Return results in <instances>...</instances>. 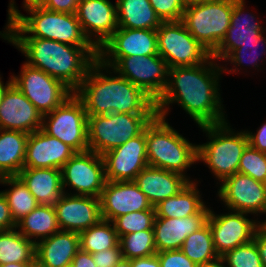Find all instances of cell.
Here are the masks:
<instances>
[{
	"instance_id": "1",
	"label": "cell",
	"mask_w": 266,
	"mask_h": 267,
	"mask_svg": "<svg viewBox=\"0 0 266 267\" xmlns=\"http://www.w3.org/2000/svg\"><path fill=\"white\" fill-rule=\"evenodd\" d=\"M213 57L203 64L168 69V83L156 101L157 115L166 119L170 104L180 107L199 126L221 124L228 119L220 95L222 65Z\"/></svg>"
},
{
	"instance_id": "2",
	"label": "cell",
	"mask_w": 266,
	"mask_h": 267,
	"mask_svg": "<svg viewBox=\"0 0 266 267\" xmlns=\"http://www.w3.org/2000/svg\"><path fill=\"white\" fill-rule=\"evenodd\" d=\"M74 94L82 101L88 116L110 113L157 114L156 101L151 96L112 68L109 69L99 59L92 64Z\"/></svg>"
},
{
	"instance_id": "3",
	"label": "cell",
	"mask_w": 266,
	"mask_h": 267,
	"mask_svg": "<svg viewBox=\"0 0 266 267\" xmlns=\"http://www.w3.org/2000/svg\"><path fill=\"white\" fill-rule=\"evenodd\" d=\"M16 47L27 65L62 81L73 92L98 59L94 46H72L37 37H1Z\"/></svg>"
},
{
	"instance_id": "4",
	"label": "cell",
	"mask_w": 266,
	"mask_h": 267,
	"mask_svg": "<svg viewBox=\"0 0 266 267\" xmlns=\"http://www.w3.org/2000/svg\"><path fill=\"white\" fill-rule=\"evenodd\" d=\"M8 7V21L5 31L0 32L1 37H37L72 46H93L85 37L76 14L33 6L24 8L29 15L26 16L18 10L15 0H11Z\"/></svg>"
},
{
	"instance_id": "5",
	"label": "cell",
	"mask_w": 266,
	"mask_h": 267,
	"mask_svg": "<svg viewBox=\"0 0 266 267\" xmlns=\"http://www.w3.org/2000/svg\"><path fill=\"white\" fill-rule=\"evenodd\" d=\"M145 139L149 166L176 172L195 181L185 172L198 162V144L190 143L159 115L146 126Z\"/></svg>"
},
{
	"instance_id": "6",
	"label": "cell",
	"mask_w": 266,
	"mask_h": 267,
	"mask_svg": "<svg viewBox=\"0 0 266 267\" xmlns=\"http://www.w3.org/2000/svg\"><path fill=\"white\" fill-rule=\"evenodd\" d=\"M230 127L227 121L221 124L199 126L210 141L197 145V161L198 163L203 161L207 165L219 181L217 184L238 172L242 153L248 145L245 130L235 132Z\"/></svg>"
},
{
	"instance_id": "7",
	"label": "cell",
	"mask_w": 266,
	"mask_h": 267,
	"mask_svg": "<svg viewBox=\"0 0 266 267\" xmlns=\"http://www.w3.org/2000/svg\"><path fill=\"white\" fill-rule=\"evenodd\" d=\"M157 114L110 113L88 116L89 151L103 155L141 134Z\"/></svg>"
},
{
	"instance_id": "8",
	"label": "cell",
	"mask_w": 266,
	"mask_h": 267,
	"mask_svg": "<svg viewBox=\"0 0 266 267\" xmlns=\"http://www.w3.org/2000/svg\"><path fill=\"white\" fill-rule=\"evenodd\" d=\"M233 0H211L186 6L181 22L190 34L212 54L230 24Z\"/></svg>"
},
{
	"instance_id": "9",
	"label": "cell",
	"mask_w": 266,
	"mask_h": 267,
	"mask_svg": "<svg viewBox=\"0 0 266 267\" xmlns=\"http://www.w3.org/2000/svg\"><path fill=\"white\" fill-rule=\"evenodd\" d=\"M88 115L82 101L73 93L52 112L43 115L42 130L59 139L76 153L89 150Z\"/></svg>"
},
{
	"instance_id": "10",
	"label": "cell",
	"mask_w": 266,
	"mask_h": 267,
	"mask_svg": "<svg viewBox=\"0 0 266 267\" xmlns=\"http://www.w3.org/2000/svg\"><path fill=\"white\" fill-rule=\"evenodd\" d=\"M156 33L158 54L168 68L200 65L211 56L181 21L162 22Z\"/></svg>"
},
{
	"instance_id": "11",
	"label": "cell",
	"mask_w": 266,
	"mask_h": 267,
	"mask_svg": "<svg viewBox=\"0 0 266 267\" xmlns=\"http://www.w3.org/2000/svg\"><path fill=\"white\" fill-rule=\"evenodd\" d=\"M12 79L42 115L52 112L74 93L62 81L26 63H23L20 74L12 75Z\"/></svg>"
},
{
	"instance_id": "12",
	"label": "cell",
	"mask_w": 266,
	"mask_h": 267,
	"mask_svg": "<svg viewBox=\"0 0 266 267\" xmlns=\"http://www.w3.org/2000/svg\"><path fill=\"white\" fill-rule=\"evenodd\" d=\"M62 188L75 190L73 195L100 198L106 183L105 165L102 155L92 151L75 153L61 168Z\"/></svg>"
},
{
	"instance_id": "13",
	"label": "cell",
	"mask_w": 266,
	"mask_h": 267,
	"mask_svg": "<svg viewBox=\"0 0 266 267\" xmlns=\"http://www.w3.org/2000/svg\"><path fill=\"white\" fill-rule=\"evenodd\" d=\"M120 76L157 101L168 83V66L159 55L122 57L113 67Z\"/></svg>"
},
{
	"instance_id": "14",
	"label": "cell",
	"mask_w": 266,
	"mask_h": 267,
	"mask_svg": "<svg viewBox=\"0 0 266 267\" xmlns=\"http://www.w3.org/2000/svg\"><path fill=\"white\" fill-rule=\"evenodd\" d=\"M218 188L217 195L228 210L254 216L266 213L265 183L237 172L225 178Z\"/></svg>"
},
{
	"instance_id": "15",
	"label": "cell",
	"mask_w": 266,
	"mask_h": 267,
	"mask_svg": "<svg viewBox=\"0 0 266 267\" xmlns=\"http://www.w3.org/2000/svg\"><path fill=\"white\" fill-rule=\"evenodd\" d=\"M247 213L229 210L225 214H216L210 209L207 223L212 232L213 243L219 257L251 242L260 221L249 219Z\"/></svg>"
},
{
	"instance_id": "16",
	"label": "cell",
	"mask_w": 266,
	"mask_h": 267,
	"mask_svg": "<svg viewBox=\"0 0 266 267\" xmlns=\"http://www.w3.org/2000/svg\"><path fill=\"white\" fill-rule=\"evenodd\" d=\"M157 54L156 30L118 28L98 50V59L112 68L122 57Z\"/></svg>"
},
{
	"instance_id": "17",
	"label": "cell",
	"mask_w": 266,
	"mask_h": 267,
	"mask_svg": "<svg viewBox=\"0 0 266 267\" xmlns=\"http://www.w3.org/2000/svg\"><path fill=\"white\" fill-rule=\"evenodd\" d=\"M107 181H134L148 166L145 130L103 155Z\"/></svg>"
},
{
	"instance_id": "18",
	"label": "cell",
	"mask_w": 266,
	"mask_h": 267,
	"mask_svg": "<svg viewBox=\"0 0 266 267\" xmlns=\"http://www.w3.org/2000/svg\"><path fill=\"white\" fill-rule=\"evenodd\" d=\"M76 16L90 43L99 50L118 29L116 2L109 0H81Z\"/></svg>"
},
{
	"instance_id": "19",
	"label": "cell",
	"mask_w": 266,
	"mask_h": 267,
	"mask_svg": "<svg viewBox=\"0 0 266 267\" xmlns=\"http://www.w3.org/2000/svg\"><path fill=\"white\" fill-rule=\"evenodd\" d=\"M69 193L53 205L60 230L81 233L102 219L100 198Z\"/></svg>"
},
{
	"instance_id": "20",
	"label": "cell",
	"mask_w": 266,
	"mask_h": 267,
	"mask_svg": "<svg viewBox=\"0 0 266 267\" xmlns=\"http://www.w3.org/2000/svg\"><path fill=\"white\" fill-rule=\"evenodd\" d=\"M101 217L107 221L142 210H155L134 181H106L100 196Z\"/></svg>"
},
{
	"instance_id": "21",
	"label": "cell",
	"mask_w": 266,
	"mask_h": 267,
	"mask_svg": "<svg viewBox=\"0 0 266 267\" xmlns=\"http://www.w3.org/2000/svg\"><path fill=\"white\" fill-rule=\"evenodd\" d=\"M43 115L12 83L0 104V129L32 133L42 129Z\"/></svg>"
},
{
	"instance_id": "22",
	"label": "cell",
	"mask_w": 266,
	"mask_h": 267,
	"mask_svg": "<svg viewBox=\"0 0 266 267\" xmlns=\"http://www.w3.org/2000/svg\"><path fill=\"white\" fill-rule=\"evenodd\" d=\"M245 5V0H233L231 24L217 49L211 54V57L218 62L223 61L242 44L257 41L266 32V28L262 27L260 21L255 17L256 15L251 12L246 14L245 11L248 9L245 10L247 8Z\"/></svg>"
},
{
	"instance_id": "23",
	"label": "cell",
	"mask_w": 266,
	"mask_h": 267,
	"mask_svg": "<svg viewBox=\"0 0 266 267\" xmlns=\"http://www.w3.org/2000/svg\"><path fill=\"white\" fill-rule=\"evenodd\" d=\"M76 152L42 129L28 135L24 168H57L62 166Z\"/></svg>"
},
{
	"instance_id": "24",
	"label": "cell",
	"mask_w": 266,
	"mask_h": 267,
	"mask_svg": "<svg viewBox=\"0 0 266 267\" xmlns=\"http://www.w3.org/2000/svg\"><path fill=\"white\" fill-rule=\"evenodd\" d=\"M210 208L205 205L196 215L185 218H155L153 232L156 251L180 250L193 232L207 223Z\"/></svg>"
},
{
	"instance_id": "25",
	"label": "cell",
	"mask_w": 266,
	"mask_h": 267,
	"mask_svg": "<svg viewBox=\"0 0 266 267\" xmlns=\"http://www.w3.org/2000/svg\"><path fill=\"white\" fill-rule=\"evenodd\" d=\"M190 181L183 175L162 168L146 166L134 179V183L155 207L161 201L175 196Z\"/></svg>"
},
{
	"instance_id": "26",
	"label": "cell",
	"mask_w": 266,
	"mask_h": 267,
	"mask_svg": "<svg viewBox=\"0 0 266 267\" xmlns=\"http://www.w3.org/2000/svg\"><path fill=\"white\" fill-rule=\"evenodd\" d=\"M79 249V233L59 230L35 244V258L46 267H66Z\"/></svg>"
},
{
	"instance_id": "27",
	"label": "cell",
	"mask_w": 266,
	"mask_h": 267,
	"mask_svg": "<svg viewBox=\"0 0 266 267\" xmlns=\"http://www.w3.org/2000/svg\"><path fill=\"white\" fill-rule=\"evenodd\" d=\"M38 204L54 205L63 195L61 169L23 168L17 175Z\"/></svg>"
},
{
	"instance_id": "28",
	"label": "cell",
	"mask_w": 266,
	"mask_h": 267,
	"mask_svg": "<svg viewBox=\"0 0 266 267\" xmlns=\"http://www.w3.org/2000/svg\"><path fill=\"white\" fill-rule=\"evenodd\" d=\"M28 133L0 129V177L17 176L24 168Z\"/></svg>"
},
{
	"instance_id": "29",
	"label": "cell",
	"mask_w": 266,
	"mask_h": 267,
	"mask_svg": "<svg viewBox=\"0 0 266 267\" xmlns=\"http://www.w3.org/2000/svg\"><path fill=\"white\" fill-rule=\"evenodd\" d=\"M198 182L190 181L175 196L155 206L156 218H185L196 215L206 204L197 188Z\"/></svg>"
},
{
	"instance_id": "30",
	"label": "cell",
	"mask_w": 266,
	"mask_h": 267,
	"mask_svg": "<svg viewBox=\"0 0 266 267\" xmlns=\"http://www.w3.org/2000/svg\"><path fill=\"white\" fill-rule=\"evenodd\" d=\"M118 28L156 30L162 23L149 0H117Z\"/></svg>"
},
{
	"instance_id": "31",
	"label": "cell",
	"mask_w": 266,
	"mask_h": 267,
	"mask_svg": "<svg viewBox=\"0 0 266 267\" xmlns=\"http://www.w3.org/2000/svg\"><path fill=\"white\" fill-rule=\"evenodd\" d=\"M16 229L35 244L52 236L60 230L54 206L39 204L16 224Z\"/></svg>"
},
{
	"instance_id": "32",
	"label": "cell",
	"mask_w": 266,
	"mask_h": 267,
	"mask_svg": "<svg viewBox=\"0 0 266 267\" xmlns=\"http://www.w3.org/2000/svg\"><path fill=\"white\" fill-rule=\"evenodd\" d=\"M0 184L10 186L1 191L5 196L15 224L30 214L39 204L18 176L0 177Z\"/></svg>"
},
{
	"instance_id": "33",
	"label": "cell",
	"mask_w": 266,
	"mask_h": 267,
	"mask_svg": "<svg viewBox=\"0 0 266 267\" xmlns=\"http://www.w3.org/2000/svg\"><path fill=\"white\" fill-rule=\"evenodd\" d=\"M35 243L24 237L16 228L0 232V265L32 262Z\"/></svg>"
},
{
	"instance_id": "34",
	"label": "cell",
	"mask_w": 266,
	"mask_h": 267,
	"mask_svg": "<svg viewBox=\"0 0 266 267\" xmlns=\"http://www.w3.org/2000/svg\"><path fill=\"white\" fill-rule=\"evenodd\" d=\"M181 251L197 266L214 262L220 258L215 251L212 232L208 223L187 236Z\"/></svg>"
},
{
	"instance_id": "35",
	"label": "cell",
	"mask_w": 266,
	"mask_h": 267,
	"mask_svg": "<svg viewBox=\"0 0 266 267\" xmlns=\"http://www.w3.org/2000/svg\"><path fill=\"white\" fill-rule=\"evenodd\" d=\"M80 249L91 254L114 248L119 237L111 221L101 219L97 224L79 233Z\"/></svg>"
},
{
	"instance_id": "36",
	"label": "cell",
	"mask_w": 266,
	"mask_h": 267,
	"mask_svg": "<svg viewBox=\"0 0 266 267\" xmlns=\"http://www.w3.org/2000/svg\"><path fill=\"white\" fill-rule=\"evenodd\" d=\"M119 245L123 258L129 260L152 256L157 253L153 230H145L120 236Z\"/></svg>"
},
{
	"instance_id": "37",
	"label": "cell",
	"mask_w": 266,
	"mask_h": 267,
	"mask_svg": "<svg viewBox=\"0 0 266 267\" xmlns=\"http://www.w3.org/2000/svg\"><path fill=\"white\" fill-rule=\"evenodd\" d=\"M260 45L261 46L264 45L266 47V37L263 34L259 37V39H257V41H249L248 43L242 44L241 47L233 50L224 59V61L225 62H227V61L230 62L233 65L234 69L231 68L230 71H229V69L227 68V65H226L225 68L222 66L223 73L225 71H227V70H228L227 73H229V74L231 72H233V73L236 72L237 73L238 71L241 70V67L244 66L245 63L248 64V65L245 64V67L249 66V65H252L250 67H255V69L258 68L257 70H259L260 69L259 66H261V65L258 62H260V60L261 61L263 60L262 57H259V56H263V55L266 56V48H262V50H260L261 52L257 50V49L260 48ZM247 52H250V54L247 53ZM246 55H249L250 57L249 56L247 57ZM237 67H240V69L237 68Z\"/></svg>"
},
{
	"instance_id": "38",
	"label": "cell",
	"mask_w": 266,
	"mask_h": 267,
	"mask_svg": "<svg viewBox=\"0 0 266 267\" xmlns=\"http://www.w3.org/2000/svg\"><path fill=\"white\" fill-rule=\"evenodd\" d=\"M155 218V210H142L121 215L115 218L112 223L118 237H120L134 232L153 230Z\"/></svg>"
},
{
	"instance_id": "39",
	"label": "cell",
	"mask_w": 266,
	"mask_h": 267,
	"mask_svg": "<svg viewBox=\"0 0 266 267\" xmlns=\"http://www.w3.org/2000/svg\"><path fill=\"white\" fill-rule=\"evenodd\" d=\"M226 267H263L256 242L237 246L220 257Z\"/></svg>"
},
{
	"instance_id": "40",
	"label": "cell",
	"mask_w": 266,
	"mask_h": 267,
	"mask_svg": "<svg viewBox=\"0 0 266 267\" xmlns=\"http://www.w3.org/2000/svg\"><path fill=\"white\" fill-rule=\"evenodd\" d=\"M238 173L248 175L266 184L265 153L258 151L248 144L242 153L238 165Z\"/></svg>"
},
{
	"instance_id": "41",
	"label": "cell",
	"mask_w": 266,
	"mask_h": 267,
	"mask_svg": "<svg viewBox=\"0 0 266 267\" xmlns=\"http://www.w3.org/2000/svg\"><path fill=\"white\" fill-rule=\"evenodd\" d=\"M162 22L181 21L186 8L182 0H149Z\"/></svg>"
},
{
	"instance_id": "42",
	"label": "cell",
	"mask_w": 266,
	"mask_h": 267,
	"mask_svg": "<svg viewBox=\"0 0 266 267\" xmlns=\"http://www.w3.org/2000/svg\"><path fill=\"white\" fill-rule=\"evenodd\" d=\"M160 267H198L180 250H166L156 253Z\"/></svg>"
},
{
	"instance_id": "43",
	"label": "cell",
	"mask_w": 266,
	"mask_h": 267,
	"mask_svg": "<svg viewBox=\"0 0 266 267\" xmlns=\"http://www.w3.org/2000/svg\"><path fill=\"white\" fill-rule=\"evenodd\" d=\"M96 267H114L122 258L120 245L92 254Z\"/></svg>"
},
{
	"instance_id": "44",
	"label": "cell",
	"mask_w": 266,
	"mask_h": 267,
	"mask_svg": "<svg viewBox=\"0 0 266 267\" xmlns=\"http://www.w3.org/2000/svg\"><path fill=\"white\" fill-rule=\"evenodd\" d=\"M81 0H48L43 7L54 12L76 14Z\"/></svg>"
},
{
	"instance_id": "45",
	"label": "cell",
	"mask_w": 266,
	"mask_h": 267,
	"mask_svg": "<svg viewBox=\"0 0 266 267\" xmlns=\"http://www.w3.org/2000/svg\"><path fill=\"white\" fill-rule=\"evenodd\" d=\"M16 228L5 196L0 191V232Z\"/></svg>"
},
{
	"instance_id": "46",
	"label": "cell",
	"mask_w": 266,
	"mask_h": 267,
	"mask_svg": "<svg viewBox=\"0 0 266 267\" xmlns=\"http://www.w3.org/2000/svg\"><path fill=\"white\" fill-rule=\"evenodd\" d=\"M256 133L246 131L248 144L260 152L266 153V123L262 124Z\"/></svg>"
},
{
	"instance_id": "47",
	"label": "cell",
	"mask_w": 266,
	"mask_h": 267,
	"mask_svg": "<svg viewBox=\"0 0 266 267\" xmlns=\"http://www.w3.org/2000/svg\"><path fill=\"white\" fill-rule=\"evenodd\" d=\"M253 240L256 242L263 267H266V225L260 223Z\"/></svg>"
},
{
	"instance_id": "48",
	"label": "cell",
	"mask_w": 266,
	"mask_h": 267,
	"mask_svg": "<svg viewBox=\"0 0 266 267\" xmlns=\"http://www.w3.org/2000/svg\"><path fill=\"white\" fill-rule=\"evenodd\" d=\"M73 267H96L91 253L79 249L72 260Z\"/></svg>"
},
{
	"instance_id": "49",
	"label": "cell",
	"mask_w": 266,
	"mask_h": 267,
	"mask_svg": "<svg viewBox=\"0 0 266 267\" xmlns=\"http://www.w3.org/2000/svg\"><path fill=\"white\" fill-rule=\"evenodd\" d=\"M132 267H160L157 254L147 257L131 259Z\"/></svg>"
},
{
	"instance_id": "50",
	"label": "cell",
	"mask_w": 266,
	"mask_h": 267,
	"mask_svg": "<svg viewBox=\"0 0 266 267\" xmlns=\"http://www.w3.org/2000/svg\"><path fill=\"white\" fill-rule=\"evenodd\" d=\"M13 83V79H12V75L10 76L9 80L7 81L6 84L3 83L2 81V77L0 75V104H1V100L6 92V90L8 89V87Z\"/></svg>"
},
{
	"instance_id": "51",
	"label": "cell",
	"mask_w": 266,
	"mask_h": 267,
	"mask_svg": "<svg viewBox=\"0 0 266 267\" xmlns=\"http://www.w3.org/2000/svg\"><path fill=\"white\" fill-rule=\"evenodd\" d=\"M48 0H23V7L43 6Z\"/></svg>"
},
{
	"instance_id": "52",
	"label": "cell",
	"mask_w": 266,
	"mask_h": 267,
	"mask_svg": "<svg viewBox=\"0 0 266 267\" xmlns=\"http://www.w3.org/2000/svg\"><path fill=\"white\" fill-rule=\"evenodd\" d=\"M198 267H226V264L224 263V261L221 258H219L218 260H216L214 262H211L208 264H203V265H200Z\"/></svg>"
},
{
	"instance_id": "53",
	"label": "cell",
	"mask_w": 266,
	"mask_h": 267,
	"mask_svg": "<svg viewBox=\"0 0 266 267\" xmlns=\"http://www.w3.org/2000/svg\"><path fill=\"white\" fill-rule=\"evenodd\" d=\"M114 267H132L131 260L122 258Z\"/></svg>"
},
{
	"instance_id": "54",
	"label": "cell",
	"mask_w": 266,
	"mask_h": 267,
	"mask_svg": "<svg viewBox=\"0 0 266 267\" xmlns=\"http://www.w3.org/2000/svg\"><path fill=\"white\" fill-rule=\"evenodd\" d=\"M31 262H21V263H8L4 265H0V267H28Z\"/></svg>"
},
{
	"instance_id": "55",
	"label": "cell",
	"mask_w": 266,
	"mask_h": 267,
	"mask_svg": "<svg viewBox=\"0 0 266 267\" xmlns=\"http://www.w3.org/2000/svg\"><path fill=\"white\" fill-rule=\"evenodd\" d=\"M185 6L191 5V4H197V3H203L206 1H211V0H182Z\"/></svg>"
},
{
	"instance_id": "56",
	"label": "cell",
	"mask_w": 266,
	"mask_h": 267,
	"mask_svg": "<svg viewBox=\"0 0 266 267\" xmlns=\"http://www.w3.org/2000/svg\"><path fill=\"white\" fill-rule=\"evenodd\" d=\"M28 267H46L43 264H41L36 258L29 263Z\"/></svg>"
},
{
	"instance_id": "57",
	"label": "cell",
	"mask_w": 266,
	"mask_h": 267,
	"mask_svg": "<svg viewBox=\"0 0 266 267\" xmlns=\"http://www.w3.org/2000/svg\"><path fill=\"white\" fill-rule=\"evenodd\" d=\"M266 214V213H265ZM260 223H262V224H265L266 225V220H264V221H260Z\"/></svg>"
}]
</instances>
